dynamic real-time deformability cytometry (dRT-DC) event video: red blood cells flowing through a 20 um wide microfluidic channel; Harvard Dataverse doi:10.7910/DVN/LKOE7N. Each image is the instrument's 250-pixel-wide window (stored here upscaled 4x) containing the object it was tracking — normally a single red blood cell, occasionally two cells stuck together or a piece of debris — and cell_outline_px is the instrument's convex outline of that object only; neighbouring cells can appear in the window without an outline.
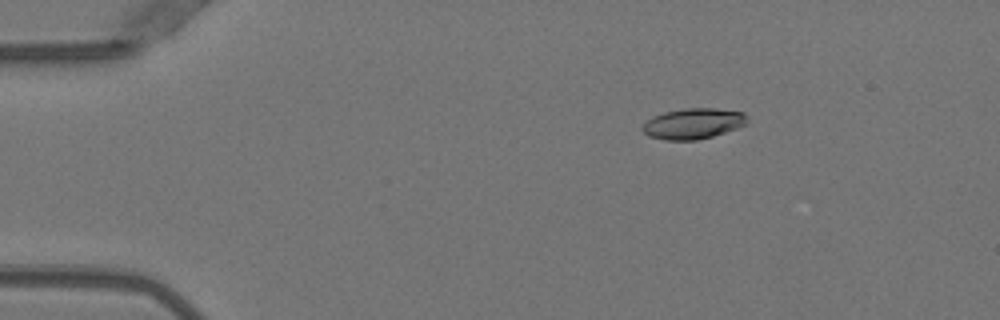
{"species": "Egyptian fruit bat (a non-hibernating species)", "species_latin": "Rousettus aegyptiacus", "temperature_condition": "warm", "stored_images_in_passage": 52, "camera_frame_rate_fps": 3000, "um_per_image_px": 0.085, "animal": {"sex": "female"}, "frame": {"image": 1, "passage_image": 9, "time_ms": 2.667, "image_size_px": [1000, 320], "cell_outline_px": [[748, 124], [712, 136], [696, 140], [664, 140], [648, 136], [640, 128], [652, 116], [664, 112], [684, 108], [716, 108], [744, 112], [748, 116]], "centroid_in_image_um": [58.93, 10.5], "position_along_channel_um": 26.1, "area_um2": 18.84}}
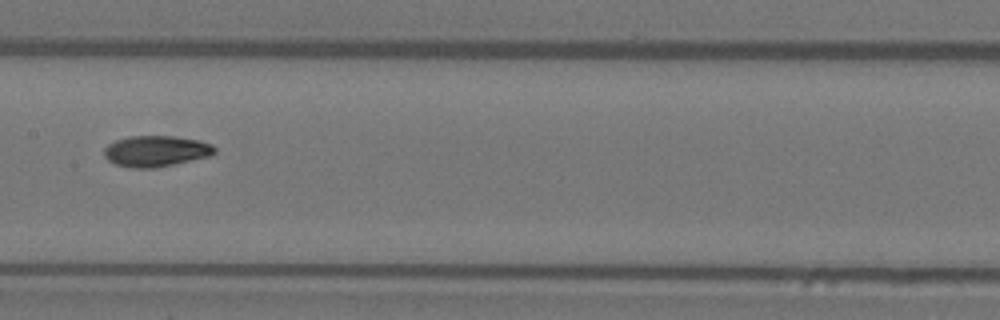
{"frame": {"image": 2, "passage_image": 27, "time_ms": 8.667, "image_size_px": [1000, 320], "cell_outline_px": [[216, 152], [208, 156], [156, 168], [128, 168], [116, 164], [108, 160], [104, 156], [104, 148], [108, 144], [116, 140], [128, 136], [172, 136], [200, 140], [212, 144], [216, 148]], "centroid_in_image_um": [13.24, 12.84], "position_along_channel_um": 194.2, "area_um2": 20.0}}
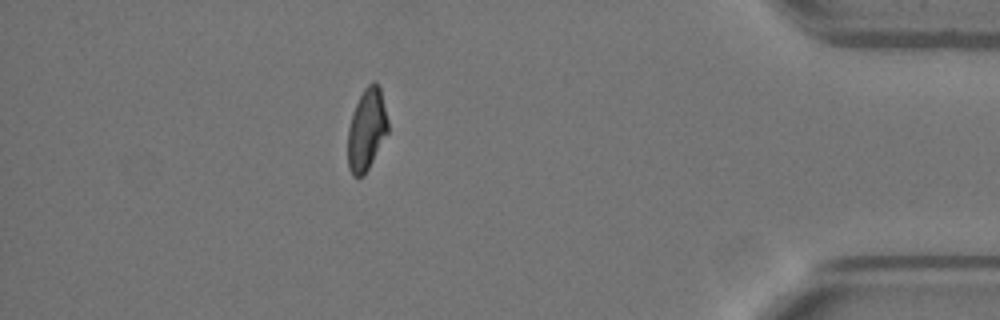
{"frame": {"image": 3, "passage_image": 46, "time_ms": 15.0, "image_size_px": [1000, 320], "cell_outline_px": [[388, 132], [364, 176], [352, 176], [348, 168], [348, 128], [356, 104], [364, 88], [372, 80], [376, 80], [380, 88], [388, 120]], "centroid_in_image_um": [31.17, 11.01], "position_along_channel_um": 404.0, "area_um2": 19.07}, "authors_computed_cell_mechanics": {"area_um2": 19.3341, "velocity_mm_per_s": 4.0005, "shape_relaxation_time_tau1_ms": 4.6789, "shape_relaxation_time_tau2_ms": 2.5239, "deformation_change_tau1": 0.1592, "deformation_change_tau2": 0.0689}}